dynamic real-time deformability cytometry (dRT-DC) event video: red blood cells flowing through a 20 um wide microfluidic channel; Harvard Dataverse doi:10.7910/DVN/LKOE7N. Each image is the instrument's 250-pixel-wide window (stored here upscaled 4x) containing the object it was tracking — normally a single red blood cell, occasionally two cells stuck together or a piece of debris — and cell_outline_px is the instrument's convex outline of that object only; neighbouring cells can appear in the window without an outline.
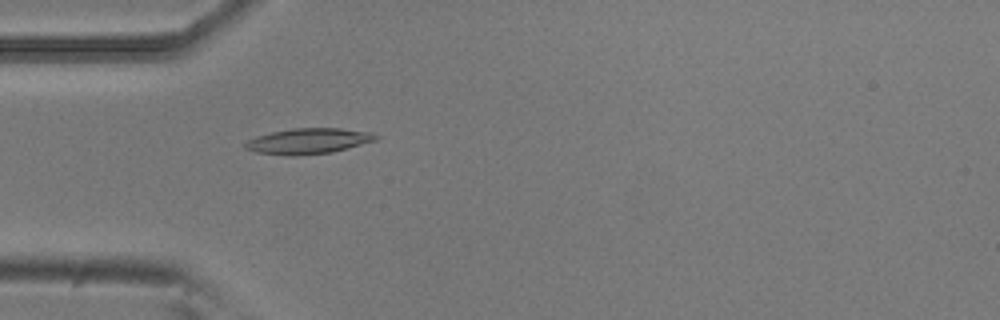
{"species": "common noctule bat (a hibernating species)", "species_latin": "Nyctalus noctula", "temperature_condition": "room temperature", "stored_images_in_passage": 1, "camera_frame_rate_fps": 3000, "um_per_image_px": 0.085, "animal": {"sex": "male", "body_mass_g": 20.5, "forearm_length_mm": 52.5}, "frame": {"image": 1, "passage_image": 1, "time_ms": 0.0, "image_size_px": [1000, 320], "cell_outline_px": [[380, 136], [376, 140], [332, 152], [292, 156], [288, 156], [256, 152], [244, 148], [244, 144], [248, 140], [256, 136], [272, 132], [292, 128], [340, 128], [372, 132]], "centroid_in_image_um": [26.2, 11.99], "position_along_channel_um": 58.8, "area_um2": 19.48}}